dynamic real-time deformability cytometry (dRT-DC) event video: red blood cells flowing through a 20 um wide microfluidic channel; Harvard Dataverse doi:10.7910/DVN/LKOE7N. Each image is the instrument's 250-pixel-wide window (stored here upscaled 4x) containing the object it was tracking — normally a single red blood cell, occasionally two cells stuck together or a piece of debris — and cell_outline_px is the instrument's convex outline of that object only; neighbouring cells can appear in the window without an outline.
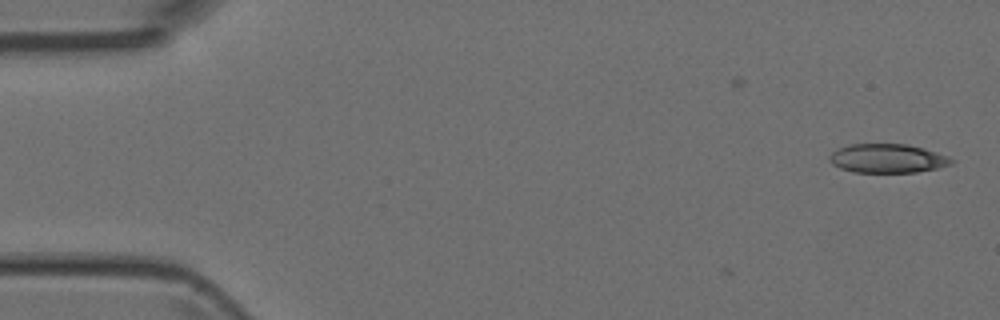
{"species": "Egyptian fruit bat (a non-hibernating species)", "species_latin": "Rousettus aegyptiacus", "temperature_condition": "room temperature", "stored_images_in_passage": 4, "camera_frame_rate_fps": 3000, "um_per_image_px": 0.085, "animal": {"sex": "female"}, "frame": {"image": 1, "passage_image": 1, "time_ms": 0.0, "image_size_px": [1000, 320], "cell_outline_px": [[956, 160], [952, 164], [936, 168], [916, 172], [856, 172], [840, 168], [832, 164], [828, 160], [828, 156], [832, 152], [848, 144], [908, 144], [924, 148], [948, 156]], "centroid_in_image_um": [75.44, 13.46], "position_along_channel_um": 9.6, "area_um2": 20.58}}
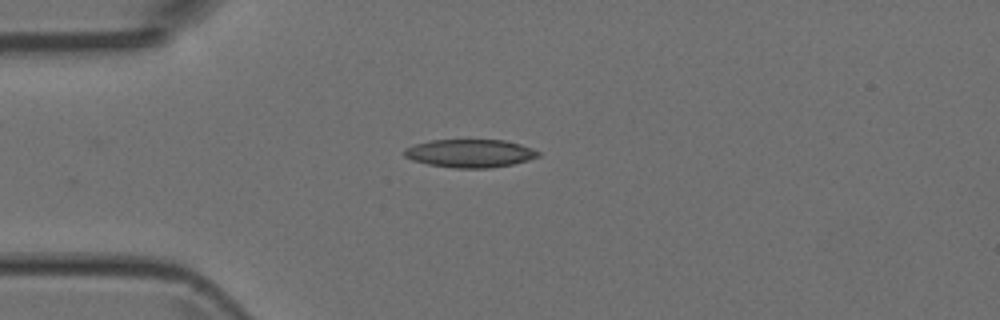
{"frame": {"image": 2, "passage_image": 4, "time_ms": 3.667, "image_size_px": [1000, 320], "cell_outline_px": [[540, 156], [528, 160], [512, 164], [492, 168], [456, 168], [428, 164], [412, 160], [404, 156], [404, 148], [416, 144], [432, 140], [504, 140], [520, 144], [532, 148], [540, 152]], "centroid_in_image_um": [39.96, 13.03], "position_along_channel_um": 45.0, "area_um2": 21.91}}